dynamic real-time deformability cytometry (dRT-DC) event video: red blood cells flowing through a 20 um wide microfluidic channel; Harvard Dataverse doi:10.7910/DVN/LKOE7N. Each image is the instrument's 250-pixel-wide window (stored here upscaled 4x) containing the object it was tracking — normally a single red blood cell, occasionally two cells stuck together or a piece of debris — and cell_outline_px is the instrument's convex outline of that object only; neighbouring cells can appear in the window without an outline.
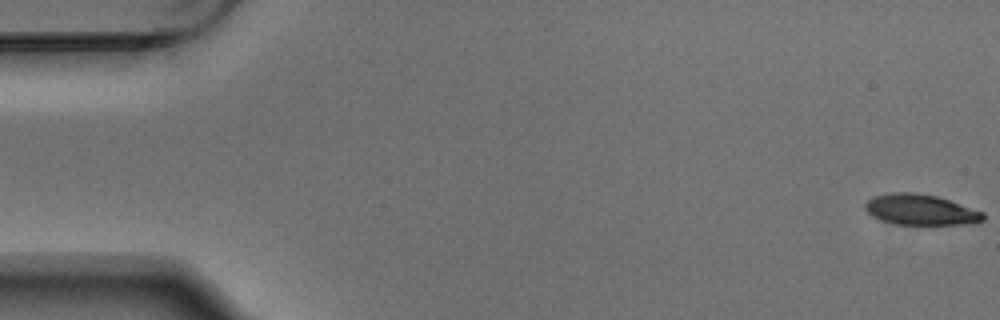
{"species": "Egyptian fruit bat (a non-hibernating species)", "species_latin": "Rousettus aegyptiacus", "temperature_condition": "warm", "stored_images_in_passage": 5, "camera_frame_rate_fps": 3000, "um_per_image_px": 0.085, "animal": {"sex": "male"}, "frame": {"image": 1, "passage_image": 1, "time_ms": 0.0, "image_size_px": [1000, 320], "cell_outline_px": [[984, 220], [976, 224], [896, 224], [880, 220], [872, 216], [864, 208], [864, 204], [872, 196], [892, 192], [912, 192], [936, 196], [984, 212]], "centroid_in_image_um": [78.23, 17.83], "position_along_channel_um": 6.8, "area_um2": 21.1}}
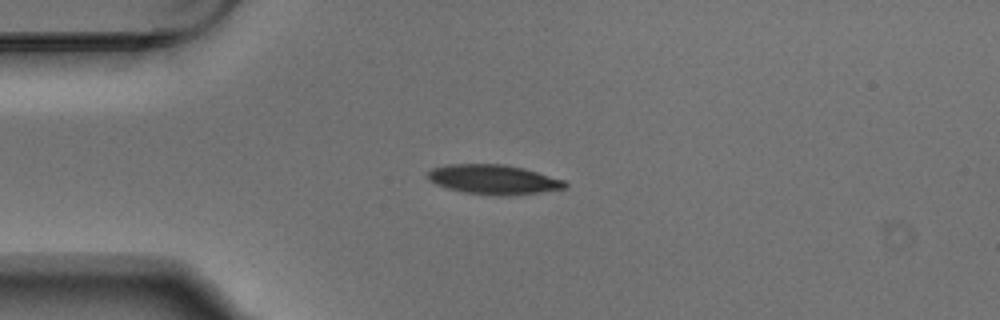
{"frame": {"image": 2, "passage_image": 4, "time_ms": 1.0, "image_size_px": [1000, 320], "cell_outline_px": [[568, 188], [512, 196], [496, 196], [464, 192], [448, 188], [436, 184], [428, 180], [428, 172], [432, 168], [448, 164], [504, 164], [524, 168], [564, 180], [568, 184]], "centroid_in_image_um": [41.97, 15.26], "position_along_channel_um": 43.0, "area_um2": 23.81}}